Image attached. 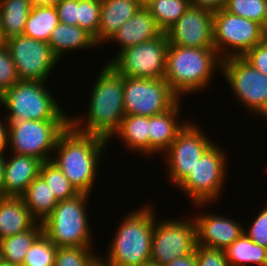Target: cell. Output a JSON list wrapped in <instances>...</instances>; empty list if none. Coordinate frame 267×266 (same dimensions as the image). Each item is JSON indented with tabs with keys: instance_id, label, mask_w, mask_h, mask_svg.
Returning <instances> with one entry per match:
<instances>
[{
	"instance_id": "6da1fadb",
	"label": "cell",
	"mask_w": 267,
	"mask_h": 266,
	"mask_svg": "<svg viewBox=\"0 0 267 266\" xmlns=\"http://www.w3.org/2000/svg\"><path fill=\"white\" fill-rule=\"evenodd\" d=\"M91 87L86 116L69 117V125L84 134L99 136L110 141L118 131L125 116L123 87L124 76L109 64L102 66ZM89 112V113H88ZM85 118V119H84Z\"/></svg>"
},
{
	"instance_id": "7a4b0ae2",
	"label": "cell",
	"mask_w": 267,
	"mask_h": 266,
	"mask_svg": "<svg viewBox=\"0 0 267 266\" xmlns=\"http://www.w3.org/2000/svg\"><path fill=\"white\" fill-rule=\"evenodd\" d=\"M108 142L99 136L78 132L68 125L59 135L50 161L79 193L91 195Z\"/></svg>"
},
{
	"instance_id": "3957f363",
	"label": "cell",
	"mask_w": 267,
	"mask_h": 266,
	"mask_svg": "<svg viewBox=\"0 0 267 266\" xmlns=\"http://www.w3.org/2000/svg\"><path fill=\"white\" fill-rule=\"evenodd\" d=\"M151 204L129 212L121 220L114 239L108 244L101 266H142L150 262L155 209Z\"/></svg>"
},
{
	"instance_id": "277c9868",
	"label": "cell",
	"mask_w": 267,
	"mask_h": 266,
	"mask_svg": "<svg viewBox=\"0 0 267 266\" xmlns=\"http://www.w3.org/2000/svg\"><path fill=\"white\" fill-rule=\"evenodd\" d=\"M222 59L215 48L179 47L168 44L165 80L181 99L185 94L208 89ZM219 68V69H218ZM207 86V87H206Z\"/></svg>"
},
{
	"instance_id": "5b68a950",
	"label": "cell",
	"mask_w": 267,
	"mask_h": 266,
	"mask_svg": "<svg viewBox=\"0 0 267 266\" xmlns=\"http://www.w3.org/2000/svg\"><path fill=\"white\" fill-rule=\"evenodd\" d=\"M46 81H18L0 95V105L8 114L7 122L69 120L65 110L46 87Z\"/></svg>"
},
{
	"instance_id": "8992f818",
	"label": "cell",
	"mask_w": 267,
	"mask_h": 266,
	"mask_svg": "<svg viewBox=\"0 0 267 266\" xmlns=\"http://www.w3.org/2000/svg\"><path fill=\"white\" fill-rule=\"evenodd\" d=\"M89 197V194L79 193L72 198L58 201L52 213L41 222L43 233L58 248L93 246L92 229L85 207L90 201Z\"/></svg>"
},
{
	"instance_id": "52a82bcc",
	"label": "cell",
	"mask_w": 267,
	"mask_h": 266,
	"mask_svg": "<svg viewBox=\"0 0 267 266\" xmlns=\"http://www.w3.org/2000/svg\"><path fill=\"white\" fill-rule=\"evenodd\" d=\"M225 150L214 143L197 161L188 176L177 186L196 208H204L221 197L227 176ZM211 202V203H210ZM202 206V207H201Z\"/></svg>"
},
{
	"instance_id": "ba28073f",
	"label": "cell",
	"mask_w": 267,
	"mask_h": 266,
	"mask_svg": "<svg viewBox=\"0 0 267 266\" xmlns=\"http://www.w3.org/2000/svg\"><path fill=\"white\" fill-rule=\"evenodd\" d=\"M267 38V30L259 23L226 11L213 13V42L219 57H242Z\"/></svg>"
},
{
	"instance_id": "9c48e42d",
	"label": "cell",
	"mask_w": 267,
	"mask_h": 266,
	"mask_svg": "<svg viewBox=\"0 0 267 266\" xmlns=\"http://www.w3.org/2000/svg\"><path fill=\"white\" fill-rule=\"evenodd\" d=\"M69 120H23L8 122V150L31 155L42 162L50 161L59 135Z\"/></svg>"
},
{
	"instance_id": "30bf717a",
	"label": "cell",
	"mask_w": 267,
	"mask_h": 266,
	"mask_svg": "<svg viewBox=\"0 0 267 266\" xmlns=\"http://www.w3.org/2000/svg\"><path fill=\"white\" fill-rule=\"evenodd\" d=\"M168 44L166 32H163L152 40L120 51L107 64L124 77L164 79Z\"/></svg>"
},
{
	"instance_id": "8fae6325",
	"label": "cell",
	"mask_w": 267,
	"mask_h": 266,
	"mask_svg": "<svg viewBox=\"0 0 267 266\" xmlns=\"http://www.w3.org/2000/svg\"><path fill=\"white\" fill-rule=\"evenodd\" d=\"M221 74L241 105L267 120V76L242 57L222 60Z\"/></svg>"
},
{
	"instance_id": "7c38bea8",
	"label": "cell",
	"mask_w": 267,
	"mask_h": 266,
	"mask_svg": "<svg viewBox=\"0 0 267 266\" xmlns=\"http://www.w3.org/2000/svg\"><path fill=\"white\" fill-rule=\"evenodd\" d=\"M197 247L194 218H169L154 223L150 262L166 265L178 257L187 256Z\"/></svg>"
},
{
	"instance_id": "4fadbf2b",
	"label": "cell",
	"mask_w": 267,
	"mask_h": 266,
	"mask_svg": "<svg viewBox=\"0 0 267 266\" xmlns=\"http://www.w3.org/2000/svg\"><path fill=\"white\" fill-rule=\"evenodd\" d=\"M125 115L153 116L169 110L180 98L165 79L124 77Z\"/></svg>"
},
{
	"instance_id": "5bb4252c",
	"label": "cell",
	"mask_w": 267,
	"mask_h": 266,
	"mask_svg": "<svg viewBox=\"0 0 267 266\" xmlns=\"http://www.w3.org/2000/svg\"><path fill=\"white\" fill-rule=\"evenodd\" d=\"M16 67L19 81H46L60 61L53 55L47 42L25 35L5 40Z\"/></svg>"
},
{
	"instance_id": "9a60e30c",
	"label": "cell",
	"mask_w": 267,
	"mask_h": 266,
	"mask_svg": "<svg viewBox=\"0 0 267 266\" xmlns=\"http://www.w3.org/2000/svg\"><path fill=\"white\" fill-rule=\"evenodd\" d=\"M204 134L197 123L188 122L163 153L169 180L175 186L188 176L200 157L214 144L213 140Z\"/></svg>"
},
{
	"instance_id": "2e32d148",
	"label": "cell",
	"mask_w": 267,
	"mask_h": 266,
	"mask_svg": "<svg viewBox=\"0 0 267 266\" xmlns=\"http://www.w3.org/2000/svg\"><path fill=\"white\" fill-rule=\"evenodd\" d=\"M166 35L171 45L214 48L213 12L190 5Z\"/></svg>"
},
{
	"instance_id": "e0dca14e",
	"label": "cell",
	"mask_w": 267,
	"mask_h": 266,
	"mask_svg": "<svg viewBox=\"0 0 267 266\" xmlns=\"http://www.w3.org/2000/svg\"><path fill=\"white\" fill-rule=\"evenodd\" d=\"M193 218L197 246L225 250L244 233L245 228L241 223L223 214L201 212Z\"/></svg>"
},
{
	"instance_id": "ac0fdd59",
	"label": "cell",
	"mask_w": 267,
	"mask_h": 266,
	"mask_svg": "<svg viewBox=\"0 0 267 266\" xmlns=\"http://www.w3.org/2000/svg\"><path fill=\"white\" fill-rule=\"evenodd\" d=\"M10 154L4 168V196H21L39 175L42 161L31 155Z\"/></svg>"
},
{
	"instance_id": "d6986e66",
	"label": "cell",
	"mask_w": 267,
	"mask_h": 266,
	"mask_svg": "<svg viewBox=\"0 0 267 266\" xmlns=\"http://www.w3.org/2000/svg\"><path fill=\"white\" fill-rule=\"evenodd\" d=\"M180 99L167 111L149 117V155L164 153L188 122L179 121ZM180 122V124H179Z\"/></svg>"
},
{
	"instance_id": "ffe728a7",
	"label": "cell",
	"mask_w": 267,
	"mask_h": 266,
	"mask_svg": "<svg viewBox=\"0 0 267 266\" xmlns=\"http://www.w3.org/2000/svg\"><path fill=\"white\" fill-rule=\"evenodd\" d=\"M163 31L158 27L156 21L147 8H140L121 28L115 32L106 42L119 44L117 54L135 44H140L160 36Z\"/></svg>"
},
{
	"instance_id": "44dd1931",
	"label": "cell",
	"mask_w": 267,
	"mask_h": 266,
	"mask_svg": "<svg viewBox=\"0 0 267 266\" xmlns=\"http://www.w3.org/2000/svg\"><path fill=\"white\" fill-rule=\"evenodd\" d=\"M141 6L135 0H101L98 45L105 44Z\"/></svg>"
},
{
	"instance_id": "7402d4cb",
	"label": "cell",
	"mask_w": 267,
	"mask_h": 266,
	"mask_svg": "<svg viewBox=\"0 0 267 266\" xmlns=\"http://www.w3.org/2000/svg\"><path fill=\"white\" fill-rule=\"evenodd\" d=\"M38 221L31 215L21 196L0 198V240L32 228Z\"/></svg>"
},
{
	"instance_id": "603a6c76",
	"label": "cell",
	"mask_w": 267,
	"mask_h": 266,
	"mask_svg": "<svg viewBox=\"0 0 267 266\" xmlns=\"http://www.w3.org/2000/svg\"><path fill=\"white\" fill-rule=\"evenodd\" d=\"M48 45L53 55L60 60L68 51H75L99 46L94 37L77 25L59 22L51 33Z\"/></svg>"
},
{
	"instance_id": "cb8c5ba5",
	"label": "cell",
	"mask_w": 267,
	"mask_h": 266,
	"mask_svg": "<svg viewBox=\"0 0 267 266\" xmlns=\"http://www.w3.org/2000/svg\"><path fill=\"white\" fill-rule=\"evenodd\" d=\"M115 137L132 152L149 156V117L125 115Z\"/></svg>"
},
{
	"instance_id": "d4e9b609",
	"label": "cell",
	"mask_w": 267,
	"mask_h": 266,
	"mask_svg": "<svg viewBox=\"0 0 267 266\" xmlns=\"http://www.w3.org/2000/svg\"><path fill=\"white\" fill-rule=\"evenodd\" d=\"M21 197L31 215L38 222H43L58 204L49 186L40 175L28 185Z\"/></svg>"
},
{
	"instance_id": "484cf974",
	"label": "cell",
	"mask_w": 267,
	"mask_h": 266,
	"mask_svg": "<svg viewBox=\"0 0 267 266\" xmlns=\"http://www.w3.org/2000/svg\"><path fill=\"white\" fill-rule=\"evenodd\" d=\"M31 9L29 0H0V29L5 40L23 35Z\"/></svg>"
},
{
	"instance_id": "4316f807",
	"label": "cell",
	"mask_w": 267,
	"mask_h": 266,
	"mask_svg": "<svg viewBox=\"0 0 267 266\" xmlns=\"http://www.w3.org/2000/svg\"><path fill=\"white\" fill-rule=\"evenodd\" d=\"M224 251L229 266H267V248L253 242L245 233Z\"/></svg>"
},
{
	"instance_id": "83f0119b",
	"label": "cell",
	"mask_w": 267,
	"mask_h": 266,
	"mask_svg": "<svg viewBox=\"0 0 267 266\" xmlns=\"http://www.w3.org/2000/svg\"><path fill=\"white\" fill-rule=\"evenodd\" d=\"M43 233L41 222L32 228L0 240L3 262L22 266L25 255L33 242Z\"/></svg>"
},
{
	"instance_id": "f1b7e54d",
	"label": "cell",
	"mask_w": 267,
	"mask_h": 266,
	"mask_svg": "<svg viewBox=\"0 0 267 266\" xmlns=\"http://www.w3.org/2000/svg\"><path fill=\"white\" fill-rule=\"evenodd\" d=\"M59 23L55 6L32 7L25 23L23 35L47 42Z\"/></svg>"
},
{
	"instance_id": "f546056e",
	"label": "cell",
	"mask_w": 267,
	"mask_h": 266,
	"mask_svg": "<svg viewBox=\"0 0 267 266\" xmlns=\"http://www.w3.org/2000/svg\"><path fill=\"white\" fill-rule=\"evenodd\" d=\"M190 5V0H153L146 8L150 11L158 27L166 32Z\"/></svg>"
},
{
	"instance_id": "4dcf8cb0",
	"label": "cell",
	"mask_w": 267,
	"mask_h": 266,
	"mask_svg": "<svg viewBox=\"0 0 267 266\" xmlns=\"http://www.w3.org/2000/svg\"><path fill=\"white\" fill-rule=\"evenodd\" d=\"M39 175L57 199L63 201L79 194L63 172L51 161L42 162Z\"/></svg>"
},
{
	"instance_id": "1f68e13d",
	"label": "cell",
	"mask_w": 267,
	"mask_h": 266,
	"mask_svg": "<svg viewBox=\"0 0 267 266\" xmlns=\"http://www.w3.org/2000/svg\"><path fill=\"white\" fill-rule=\"evenodd\" d=\"M92 249V246L60 247L54 266H99L100 255H96L98 253Z\"/></svg>"
},
{
	"instance_id": "d6a6232c",
	"label": "cell",
	"mask_w": 267,
	"mask_h": 266,
	"mask_svg": "<svg viewBox=\"0 0 267 266\" xmlns=\"http://www.w3.org/2000/svg\"><path fill=\"white\" fill-rule=\"evenodd\" d=\"M224 9L255 21L267 30V0H227Z\"/></svg>"
},
{
	"instance_id": "836d02e7",
	"label": "cell",
	"mask_w": 267,
	"mask_h": 266,
	"mask_svg": "<svg viewBox=\"0 0 267 266\" xmlns=\"http://www.w3.org/2000/svg\"><path fill=\"white\" fill-rule=\"evenodd\" d=\"M57 249L42 233L27 251L22 266H54Z\"/></svg>"
},
{
	"instance_id": "e575fe53",
	"label": "cell",
	"mask_w": 267,
	"mask_h": 266,
	"mask_svg": "<svg viewBox=\"0 0 267 266\" xmlns=\"http://www.w3.org/2000/svg\"><path fill=\"white\" fill-rule=\"evenodd\" d=\"M101 0H78L77 26L89 32L98 44Z\"/></svg>"
},
{
	"instance_id": "d590c367",
	"label": "cell",
	"mask_w": 267,
	"mask_h": 266,
	"mask_svg": "<svg viewBox=\"0 0 267 266\" xmlns=\"http://www.w3.org/2000/svg\"><path fill=\"white\" fill-rule=\"evenodd\" d=\"M19 81L15 64L9 50L0 47V95Z\"/></svg>"
},
{
	"instance_id": "8d00e7d4",
	"label": "cell",
	"mask_w": 267,
	"mask_h": 266,
	"mask_svg": "<svg viewBox=\"0 0 267 266\" xmlns=\"http://www.w3.org/2000/svg\"><path fill=\"white\" fill-rule=\"evenodd\" d=\"M249 229H244V233L256 244L267 248V206L261 209L255 217Z\"/></svg>"
},
{
	"instance_id": "74e56055",
	"label": "cell",
	"mask_w": 267,
	"mask_h": 266,
	"mask_svg": "<svg viewBox=\"0 0 267 266\" xmlns=\"http://www.w3.org/2000/svg\"><path fill=\"white\" fill-rule=\"evenodd\" d=\"M195 253L197 266H229L224 250L197 246Z\"/></svg>"
},
{
	"instance_id": "f35d334b",
	"label": "cell",
	"mask_w": 267,
	"mask_h": 266,
	"mask_svg": "<svg viewBox=\"0 0 267 266\" xmlns=\"http://www.w3.org/2000/svg\"><path fill=\"white\" fill-rule=\"evenodd\" d=\"M242 58L267 76V38L247 51Z\"/></svg>"
},
{
	"instance_id": "ab89813d",
	"label": "cell",
	"mask_w": 267,
	"mask_h": 266,
	"mask_svg": "<svg viewBox=\"0 0 267 266\" xmlns=\"http://www.w3.org/2000/svg\"><path fill=\"white\" fill-rule=\"evenodd\" d=\"M59 22L77 25L78 0H61L56 6Z\"/></svg>"
},
{
	"instance_id": "60d3db41",
	"label": "cell",
	"mask_w": 267,
	"mask_h": 266,
	"mask_svg": "<svg viewBox=\"0 0 267 266\" xmlns=\"http://www.w3.org/2000/svg\"><path fill=\"white\" fill-rule=\"evenodd\" d=\"M227 0H190L192 6L217 12L225 7Z\"/></svg>"
},
{
	"instance_id": "b9f144b4",
	"label": "cell",
	"mask_w": 267,
	"mask_h": 266,
	"mask_svg": "<svg viewBox=\"0 0 267 266\" xmlns=\"http://www.w3.org/2000/svg\"><path fill=\"white\" fill-rule=\"evenodd\" d=\"M164 266H197L196 253L193 252L187 256L178 257Z\"/></svg>"
},
{
	"instance_id": "7bdbcfd3",
	"label": "cell",
	"mask_w": 267,
	"mask_h": 266,
	"mask_svg": "<svg viewBox=\"0 0 267 266\" xmlns=\"http://www.w3.org/2000/svg\"><path fill=\"white\" fill-rule=\"evenodd\" d=\"M8 122L0 120V153L8 151ZM6 150V151H5Z\"/></svg>"
},
{
	"instance_id": "ee69618b",
	"label": "cell",
	"mask_w": 267,
	"mask_h": 266,
	"mask_svg": "<svg viewBox=\"0 0 267 266\" xmlns=\"http://www.w3.org/2000/svg\"><path fill=\"white\" fill-rule=\"evenodd\" d=\"M6 153H0V198L4 197L3 181H4V168L6 162Z\"/></svg>"
},
{
	"instance_id": "f6af8a7d",
	"label": "cell",
	"mask_w": 267,
	"mask_h": 266,
	"mask_svg": "<svg viewBox=\"0 0 267 266\" xmlns=\"http://www.w3.org/2000/svg\"><path fill=\"white\" fill-rule=\"evenodd\" d=\"M61 0H29L32 7L56 6Z\"/></svg>"
},
{
	"instance_id": "bcb514c9",
	"label": "cell",
	"mask_w": 267,
	"mask_h": 266,
	"mask_svg": "<svg viewBox=\"0 0 267 266\" xmlns=\"http://www.w3.org/2000/svg\"><path fill=\"white\" fill-rule=\"evenodd\" d=\"M141 8H146L153 0H135Z\"/></svg>"
},
{
	"instance_id": "7dc6e473",
	"label": "cell",
	"mask_w": 267,
	"mask_h": 266,
	"mask_svg": "<svg viewBox=\"0 0 267 266\" xmlns=\"http://www.w3.org/2000/svg\"><path fill=\"white\" fill-rule=\"evenodd\" d=\"M5 46V39L3 38L1 29H0V47Z\"/></svg>"
},
{
	"instance_id": "c3c4849f",
	"label": "cell",
	"mask_w": 267,
	"mask_h": 266,
	"mask_svg": "<svg viewBox=\"0 0 267 266\" xmlns=\"http://www.w3.org/2000/svg\"><path fill=\"white\" fill-rule=\"evenodd\" d=\"M142 266H161V265H159V264H155V263H153V262H148V263H146V264H144V265H142Z\"/></svg>"
},
{
	"instance_id": "681fc988",
	"label": "cell",
	"mask_w": 267,
	"mask_h": 266,
	"mask_svg": "<svg viewBox=\"0 0 267 266\" xmlns=\"http://www.w3.org/2000/svg\"><path fill=\"white\" fill-rule=\"evenodd\" d=\"M0 266H20V265L8 264V263H5V262H2V263L0 264Z\"/></svg>"
},
{
	"instance_id": "f907efd6",
	"label": "cell",
	"mask_w": 267,
	"mask_h": 266,
	"mask_svg": "<svg viewBox=\"0 0 267 266\" xmlns=\"http://www.w3.org/2000/svg\"><path fill=\"white\" fill-rule=\"evenodd\" d=\"M3 262V259H2V253H1V249H0V264Z\"/></svg>"
}]
</instances>
